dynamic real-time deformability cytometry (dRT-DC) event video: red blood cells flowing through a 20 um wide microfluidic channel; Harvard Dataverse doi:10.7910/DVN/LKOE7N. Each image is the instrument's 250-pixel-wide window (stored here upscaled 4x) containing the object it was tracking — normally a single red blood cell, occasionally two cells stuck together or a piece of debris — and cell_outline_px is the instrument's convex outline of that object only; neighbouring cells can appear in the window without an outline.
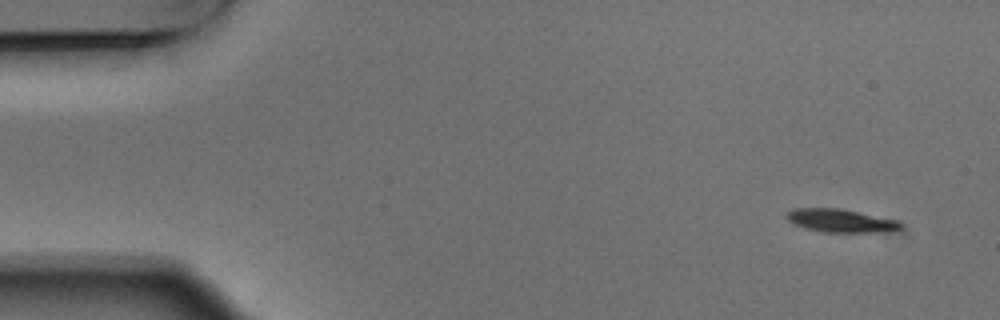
{"species": "Egyptian fruit bat (a non-hibernating species)", "species_latin": "Rousettus aegyptiacus", "temperature_condition": "warm", "stored_images_in_passage": 4, "camera_frame_rate_fps": 3000, "um_per_image_px": 0.085, "animal": {"sex": "male"}, "frame": {"image": 1, "passage_image": 1, "time_ms": 0.0, "image_size_px": [1000, 320], "cell_outline_px": [[900, 232], [824, 232], [804, 228], [792, 224], [784, 216], [792, 208], [840, 208], [896, 220], [900, 224]], "centroid_in_image_um": [71.43, 18.76], "position_along_channel_um": 13.6, "area_um2": 15.55}}
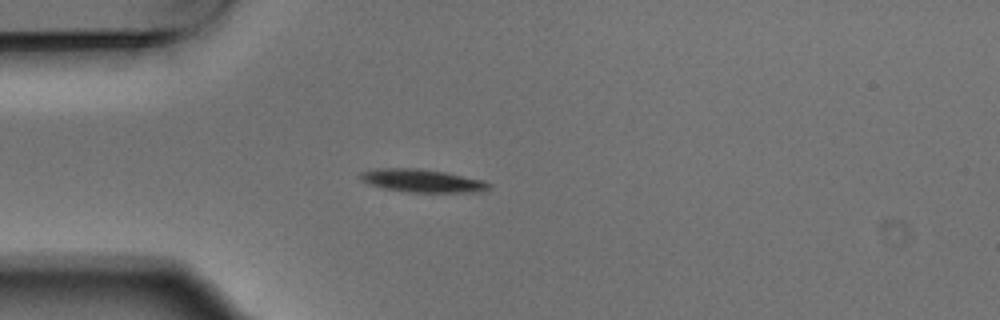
{"frame": {"image": 2, "passage_image": 4, "time_ms": 1.0, "image_size_px": [1000, 320], "cell_outline_px": [[492, 188], [476, 192], [408, 192], [384, 188], [368, 184], [360, 180], [356, 176], [360, 172], [372, 168], [420, 168], [444, 172], [484, 180], [492, 184]], "centroid_in_image_um": [35.83, 15.35], "position_along_channel_um": 49.2, "area_um2": 17.51}}